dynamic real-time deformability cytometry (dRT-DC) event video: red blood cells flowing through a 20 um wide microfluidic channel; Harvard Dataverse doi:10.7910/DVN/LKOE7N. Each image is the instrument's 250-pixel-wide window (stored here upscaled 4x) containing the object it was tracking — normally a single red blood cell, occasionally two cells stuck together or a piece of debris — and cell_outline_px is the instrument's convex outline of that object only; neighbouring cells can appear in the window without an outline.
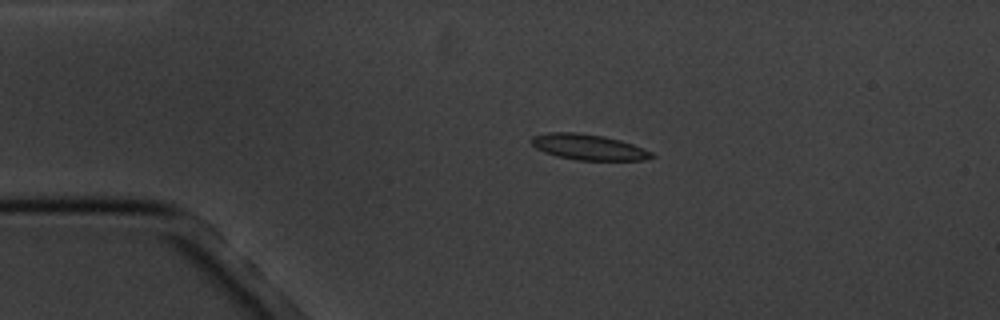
{"species": "common noctule bat (a hibernating species)", "species_latin": "Nyctalus noctula", "temperature_condition": "cold", "stored_images_in_passage": 4, "camera_frame_rate_fps": 3000, "um_per_image_px": 0.085, "animal": {"sex": "male", "body_mass_g": 20.1, "forearm_length_mm": 53.5}, "frame": {"image": 1, "passage_image": 3, "time_ms": 2.0, "image_size_px": [1000, 320], "cell_outline_px": [[656, 156], [644, 160], [576, 160], [556, 156], [544, 152], [536, 148], [528, 140], [532, 136], [548, 132], [576, 132], [604, 136], [620, 140], [632, 144], [652, 152]], "centroid_in_image_um": [49.98, 12.5], "position_along_channel_um": 35.0, "area_um2": 18.09}}